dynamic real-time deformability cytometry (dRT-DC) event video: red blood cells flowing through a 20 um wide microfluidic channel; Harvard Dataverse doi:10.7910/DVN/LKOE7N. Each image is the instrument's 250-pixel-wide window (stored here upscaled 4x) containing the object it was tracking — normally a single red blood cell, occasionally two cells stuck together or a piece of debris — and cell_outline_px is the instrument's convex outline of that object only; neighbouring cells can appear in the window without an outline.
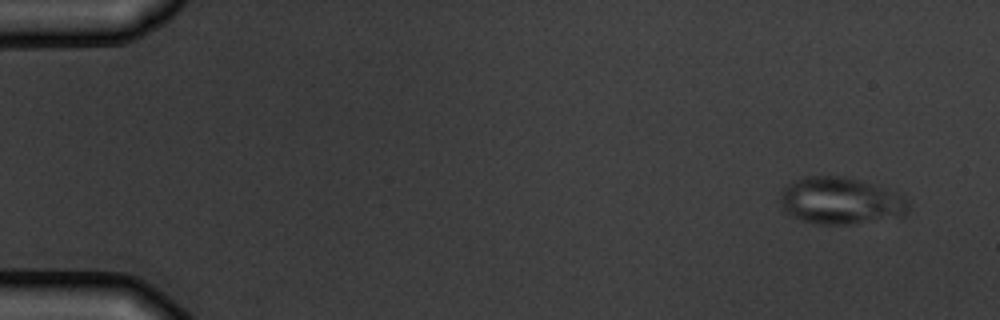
{"species": "common noctule bat (a hibernating species)", "species_latin": "Nyctalus noctula", "temperature_condition": "warm", "stored_images_in_passage": 9, "camera_frame_rate_fps": 3000, "um_per_image_px": 0.085, "animal": {"sex": "male", "body_mass_g": 19.5, "forearm_length_mm": 54.6}, "frame": {"image": 1, "passage_image": 1, "time_ms": 0.0, "image_size_px": [1000, 320], "cell_outline_px": [[908, 208], [904, 216], [852, 224], [816, 224], [800, 220], [784, 212], [780, 204], [780, 196], [784, 188], [792, 180], [804, 176], [844, 176], [896, 192], [904, 196], [908, 204]], "centroid_in_image_um": [71.4, 17.08], "position_along_channel_um": 13.6, "area_um2": 35.08}}